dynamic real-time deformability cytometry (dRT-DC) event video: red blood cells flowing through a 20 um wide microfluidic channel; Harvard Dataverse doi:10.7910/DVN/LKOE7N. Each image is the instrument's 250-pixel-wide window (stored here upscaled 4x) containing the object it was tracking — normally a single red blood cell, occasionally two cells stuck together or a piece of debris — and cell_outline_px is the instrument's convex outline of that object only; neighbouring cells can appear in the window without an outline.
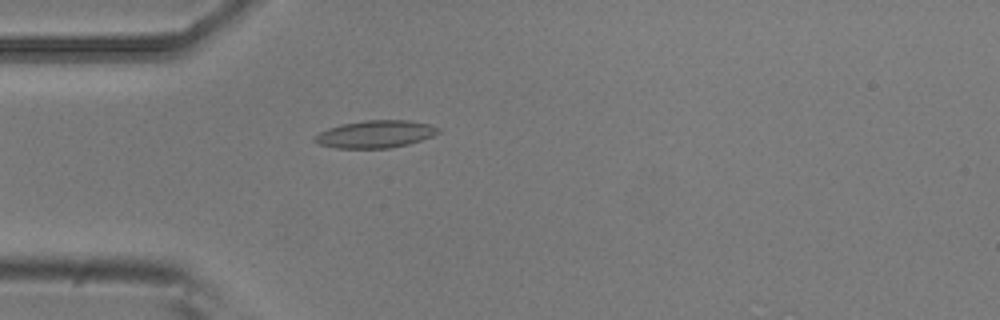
{"species": "common noctule bat (a hibernating species)", "species_latin": "Nyctalus noctula", "temperature_condition": "room temperature", "stored_images_in_passage": 5, "camera_frame_rate_fps": 3000, "um_per_image_px": 0.085, "animal": {"sex": "male", "body_mass_g": 20.5, "forearm_length_mm": 52.5}, "frame": {"image": 1, "passage_image": 5, "time_ms": 1.333, "image_size_px": [1000, 320], "cell_outline_px": [[440, 132], [432, 136], [408, 144], [392, 148], [336, 148], [320, 144], [312, 140], [312, 136], [328, 128], [340, 124], [364, 120], [408, 120], [432, 124], [440, 128]], "centroid_in_image_um": [31.91, 11.39], "position_along_channel_um": 53.1, "area_um2": 19.94}}